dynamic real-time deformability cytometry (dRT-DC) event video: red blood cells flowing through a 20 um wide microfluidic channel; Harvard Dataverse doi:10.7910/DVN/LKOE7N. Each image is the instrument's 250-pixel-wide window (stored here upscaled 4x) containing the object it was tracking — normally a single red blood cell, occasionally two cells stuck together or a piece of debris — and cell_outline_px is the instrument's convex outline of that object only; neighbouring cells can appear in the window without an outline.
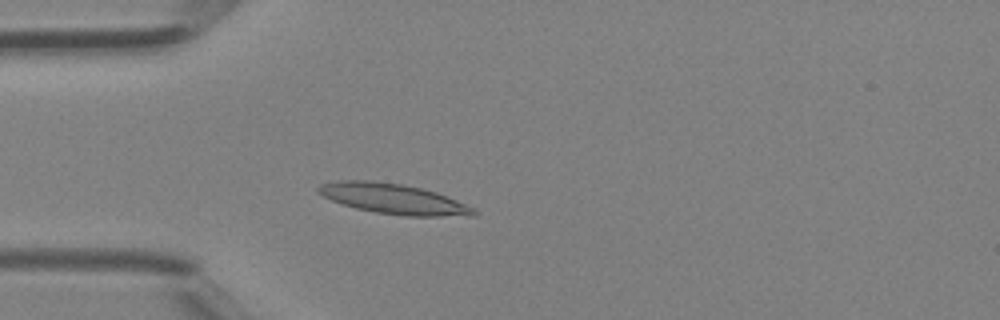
{"species": "Egyptian fruit bat (a non-hibernating species)", "species_latin": "Rousettus aegyptiacus", "temperature_condition": "room temperature", "stored_images_in_passage": 39, "camera_frame_rate_fps": 3000, "um_per_image_px": 0.085, "animal": {"sex": "female"}, "frame": {"image": 1, "passage_image": 9, "time_ms": 2.667, "image_size_px": [1000, 320], "cell_outline_px": [[476, 216], [404, 216], [376, 212], [356, 208], [332, 200], [316, 192], [316, 188], [320, 184], [336, 180], [368, 180], [400, 184], [420, 188], [436, 192], [456, 200], [472, 208], [476, 212]], "centroid_in_image_um": [33.4, 16.9], "position_along_channel_um": 51.6, "area_um2": 27.11}}
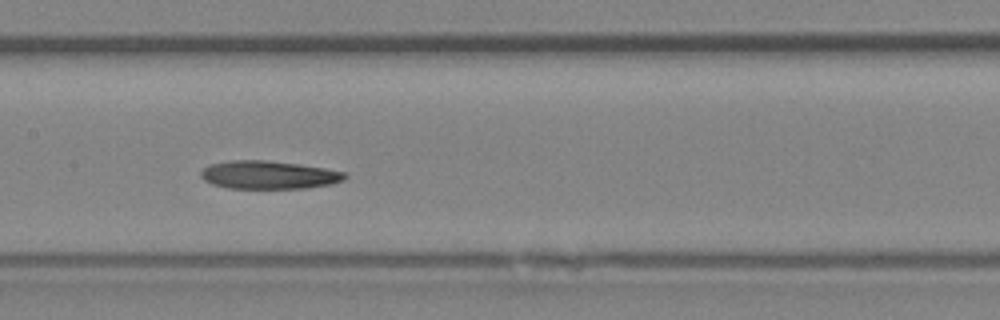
{"frame": {"image": 2, "passage_image": 18, "time_ms": 5.667, "image_size_px": [1000, 320], "cell_outline_px": [[348, 176], [344, 180], [332, 184], [304, 188], [228, 188], [212, 184], [204, 180], [200, 176], [200, 172], [208, 164], [228, 160], [264, 160], [300, 164], [324, 168], [344, 172]], "centroid_in_image_um": [22.82, 14.86], "position_along_channel_um": 184.6, "area_um2": 23.7}}
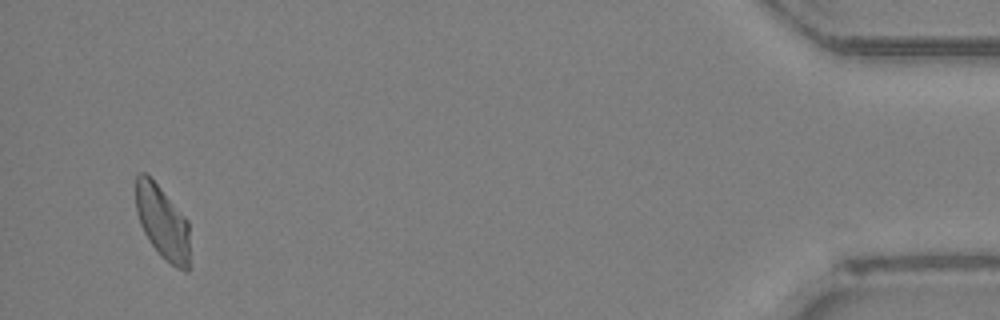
{"frame": {"image": 3, "passage_image": 38, "time_ms": 12.333, "image_size_px": [1000, 320], "cell_outline_px": [[188, 272], [184, 272], [176, 268], [152, 244], [144, 232], [140, 224], [136, 212], [136, 176], [140, 172], [144, 172], [160, 188], [188, 220]], "centroid_in_image_um": [13.8, 18.88], "position_along_channel_um": 421.4, "area_um2": 22.43}}